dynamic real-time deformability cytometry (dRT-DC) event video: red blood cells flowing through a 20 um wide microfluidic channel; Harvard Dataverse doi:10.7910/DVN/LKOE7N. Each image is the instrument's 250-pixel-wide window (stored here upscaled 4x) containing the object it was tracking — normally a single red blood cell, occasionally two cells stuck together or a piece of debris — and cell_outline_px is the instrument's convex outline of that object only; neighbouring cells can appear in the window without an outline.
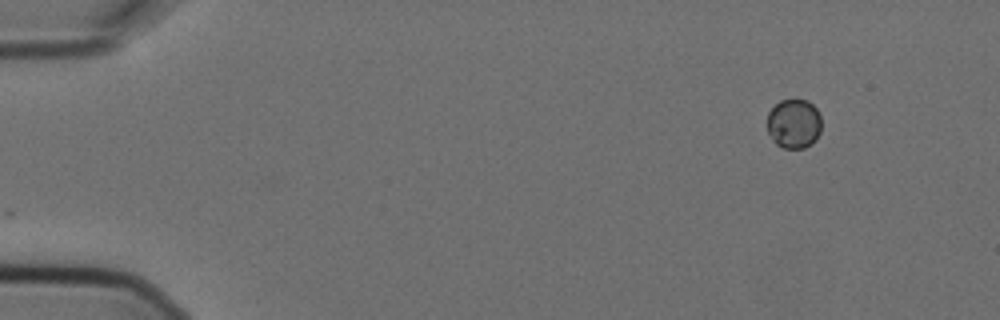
{"species": "Egyptian fruit bat (a non-hibernating species)", "species_latin": "Rousettus aegyptiacus", "temperature_condition": "cold", "stored_images_in_passage": 2, "camera_frame_rate_fps": 3000, "um_per_image_px": 0.085, "animal": {"sex": "female"}, "frame": {"image": 1, "passage_image": 2, "time_ms": 0.333, "image_size_px": [1000, 320], "cell_outline_px": [[820, 132], [816, 140], [804, 148], [784, 148], [776, 144], [772, 140], [768, 132], [768, 112], [780, 100], [808, 100], [816, 108], [820, 116]], "centroid_in_image_um": [67.48, 10.52], "position_along_channel_um": 17.5, "area_um2": 15.61}}